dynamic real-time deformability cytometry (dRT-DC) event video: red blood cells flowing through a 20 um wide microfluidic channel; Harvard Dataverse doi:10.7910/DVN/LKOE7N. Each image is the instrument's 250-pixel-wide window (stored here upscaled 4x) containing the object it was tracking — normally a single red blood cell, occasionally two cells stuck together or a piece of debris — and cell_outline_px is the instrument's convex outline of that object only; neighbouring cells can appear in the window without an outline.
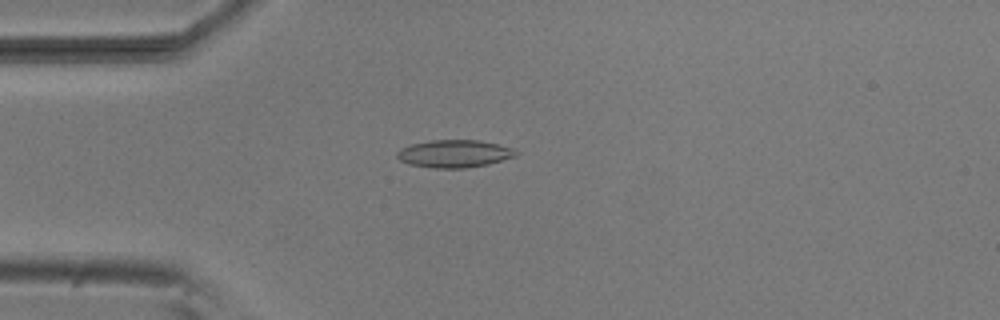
{"species": "common noctule bat (a hibernating species)", "species_latin": "Nyctalus noctula", "temperature_condition": "room temperature", "stored_images_in_passage": 53, "camera_frame_rate_fps": 3000, "um_per_image_px": 0.085, "animal": {"sex": "male", "body_mass_g": 20.5, "forearm_length_mm": 52.5}, "frame": {"image": 1, "passage_image": 14, "time_ms": 4.333, "image_size_px": [1000, 320], "cell_outline_px": [[520, 152], [516, 156], [488, 164], [464, 168], [432, 168], [412, 164], [400, 160], [396, 156], [396, 152], [400, 148], [412, 144], [428, 140], [480, 140], [512, 148]], "centroid_in_image_um": [38.62, 13.05], "position_along_channel_um": 46.4, "area_um2": 19.07}}
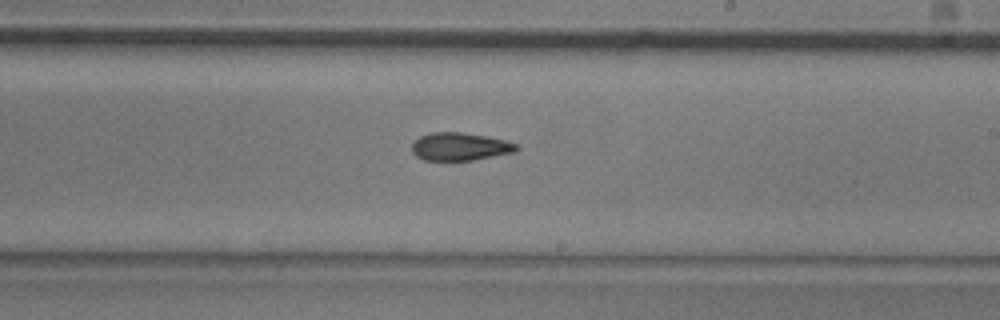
{"frame": {"image": 2, "passage_image": 31, "time_ms": 10.0, "image_size_px": [1000, 320], "cell_outline_px": [[520, 148], [516, 152], [472, 160], [424, 160], [416, 156], [412, 152], [412, 144], [420, 136], [432, 132], [460, 132], [488, 136], [520, 144]], "centroid_in_image_um": [39.14, 12.46], "position_along_channel_um": 249.9, "area_um2": 17.11}}
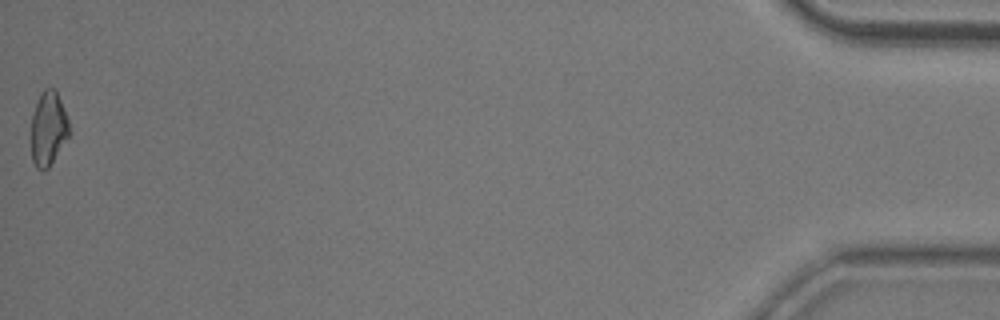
{"frame": {"image": 3, "passage_image": 53, "time_ms": 17.333, "image_size_px": [1000, 320], "cell_outline_px": [[68, 136], [48, 168], [44, 172], [36, 168], [32, 160], [32, 116], [40, 92], [44, 88], [56, 88], [68, 120]], "centroid_in_image_um": [4.09, 10.91], "position_along_channel_um": 431.1, "area_um2": 16.18}, "authors_computed_cell_mechanics": {"area_um2": 17.5134, "velocity_mm_per_s": 3.8292, "shape_relaxation_time_tau1_ms": 7.0529, "shape_relaxation_time_tau2_ms": 5.3279, "deformation_change_tau1": 0.1656, "deformation_change_tau2": 0.1374}}